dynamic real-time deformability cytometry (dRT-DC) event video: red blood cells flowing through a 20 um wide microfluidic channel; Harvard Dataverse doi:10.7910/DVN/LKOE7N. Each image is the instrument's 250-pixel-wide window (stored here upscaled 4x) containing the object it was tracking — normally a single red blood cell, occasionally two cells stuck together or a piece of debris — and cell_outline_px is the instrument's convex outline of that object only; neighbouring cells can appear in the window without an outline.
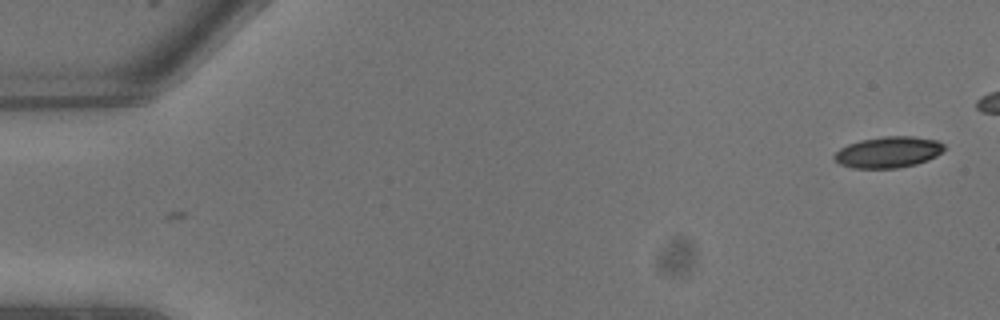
{"species": "common noctule bat (a hibernating species)", "species_latin": "Nyctalus noctula", "temperature_condition": "warm", "stored_images_in_passage": 3, "camera_frame_rate_fps": 3000, "um_per_image_px": 0.085, "animal": {"sex": "male", "body_mass_g": 13.3}, "frame": {"image": 1, "passage_image": 3, "time_ms": 0.667, "image_size_px": [1000, 320], "cell_outline_px": [[944, 148], [936, 156], [928, 160], [916, 164], [896, 168], [852, 168], [840, 164], [832, 156], [840, 148], [848, 144], [860, 140], [884, 136], [912, 136], [936, 140], [944, 144]], "centroid_in_image_um": [75.48, 12.93], "position_along_channel_um": 9.5, "area_um2": 19.88}}